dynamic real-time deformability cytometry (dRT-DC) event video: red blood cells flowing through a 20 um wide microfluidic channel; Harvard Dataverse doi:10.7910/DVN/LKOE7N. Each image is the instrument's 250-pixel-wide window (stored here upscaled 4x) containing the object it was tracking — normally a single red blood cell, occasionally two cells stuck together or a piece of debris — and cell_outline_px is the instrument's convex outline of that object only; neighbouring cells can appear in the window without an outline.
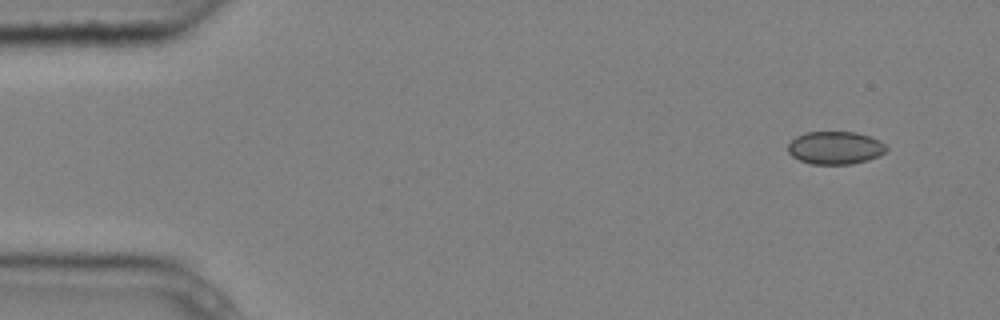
{"species": "common noctule bat (a hibernating species)", "species_latin": "Nyctalus noctula", "temperature_condition": "cold", "stored_images_in_passage": 5, "camera_frame_rate_fps": 3000, "um_per_image_px": 0.085, "animal": {"sex": "male", "body_mass_g": 20.4}, "frame": {"image": 1, "passage_image": 1, "time_ms": 0.0, "image_size_px": [1000, 320], "cell_outline_px": [[888, 148], [880, 156], [868, 160], [852, 164], [812, 164], [800, 160], [792, 156], [788, 152], [788, 144], [796, 136], [808, 132], [856, 132], [880, 140]], "centroid_in_image_um": [71.0, 12.57], "position_along_channel_um": 14.0, "area_um2": 18.84}}
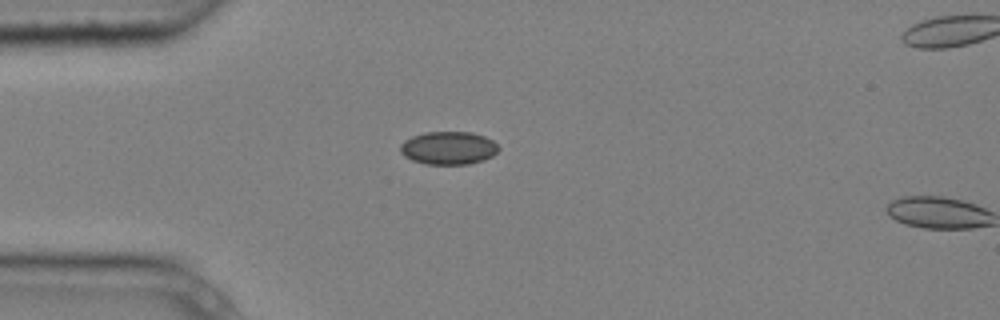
{"frame": {"image": 2, "passage_image": 4, "time_ms": 1.0, "image_size_px": [1000, 320], "cell_outline_px": [[500, 148], [492, 156], [484, 160], [468, 164], [424, 164], [412, 160], [404, 156], [400, 152], [400, 144], [404, 140], [412, 136], [424, 132], [472, 132], [484, 136], [492, 140]], "centroid_in_image_um": [38.1, 12.58], "position_along_channel_um": 46.9, "area_um2": 19.02}}